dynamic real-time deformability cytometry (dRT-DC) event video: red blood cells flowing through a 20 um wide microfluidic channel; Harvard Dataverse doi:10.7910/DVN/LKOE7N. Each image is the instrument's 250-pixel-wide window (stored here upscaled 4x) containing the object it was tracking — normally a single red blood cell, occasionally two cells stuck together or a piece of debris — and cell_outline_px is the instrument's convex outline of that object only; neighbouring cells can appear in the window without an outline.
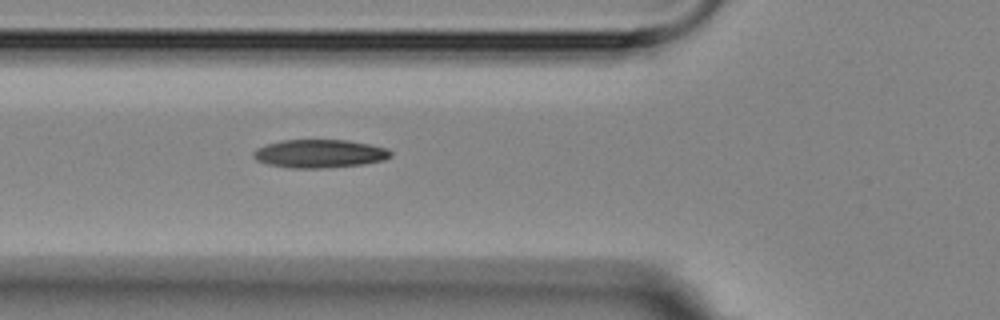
{"species": "Egyptian fruit bat (a non-hibernating species)", "species_latin": "Rousettus aegyptiacus", "temperature_condition": "room temperature", "stored_images_in_passage": 3, "camera_frame_rate_fps": 3000, "um_per_image_px": 0.085, "animal": {"sex": "female"}, "frame": {"image": 1, "passage_image": 3, "time_ms": 3.667, "image_size_px": [1000, 320], "cell_outline_px": [[392, 156], [384, 160], [364, 164], [324, 168], [288, 168], [268, 164], [256, 160], [252, 156], [252, 152], [256, 148], [280, 140], [348, 140], [388, 148], [392, 152]], "centroid_in_image_um": [27.16, 13.06], "position_along_channel_um": 98.6, "area_um2": 22.77}}